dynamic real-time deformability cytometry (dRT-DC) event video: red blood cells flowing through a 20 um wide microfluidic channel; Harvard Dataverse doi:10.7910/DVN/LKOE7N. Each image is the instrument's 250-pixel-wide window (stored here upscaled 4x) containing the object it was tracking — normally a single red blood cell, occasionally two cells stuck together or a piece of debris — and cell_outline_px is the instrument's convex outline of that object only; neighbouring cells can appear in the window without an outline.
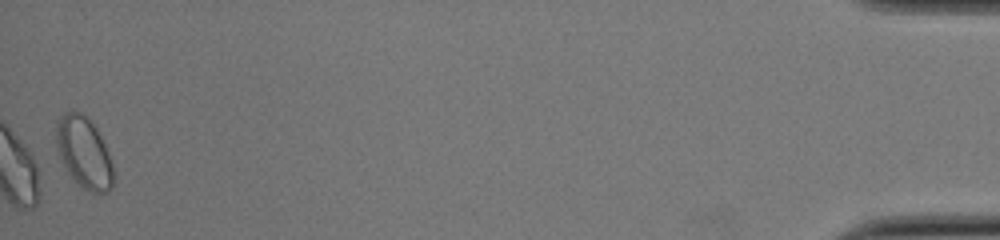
{"species": "common noctule bat (a hibernating species)", "species_latin": "Nyctalus noctula", "temperature_condition": "cold", "stored_images_in_passage": 45, "camera_frame_rate_fps": 3000, "um_per_image_px": 0.085, "animal": {"sex": "female", "body_mass_g": 22.0, "forearm_length_mm": 56.7}, "frame": {"image": 1, "passage_image": 45, "time_ms": 14.667, "image_size_px": [1000, 240], "cell_outline_px": [[116, 176], [112, 188], [108, 192], [88, 192], [80, 188], [68, 172], [56, 148], [56, 120], [64, 112], [72, 108], [80, 112], [96, 128], [108, 152]], "centroid_in_image_um": [7.14, 12.98], "position_along_channel_um": 428.1, "area_um2": 24.04}, "authors_computed_cell_mechanics": {"area_um2": 17.4556, "velocity_mm_per_s": 3.9643, "shape_relaxation_time_tau1_ms": null, "shape_relaxation_time_tau2_ms": 2.5571, "deformation_change_tau1": null, "deformation_change_tau2": 0.0844}}